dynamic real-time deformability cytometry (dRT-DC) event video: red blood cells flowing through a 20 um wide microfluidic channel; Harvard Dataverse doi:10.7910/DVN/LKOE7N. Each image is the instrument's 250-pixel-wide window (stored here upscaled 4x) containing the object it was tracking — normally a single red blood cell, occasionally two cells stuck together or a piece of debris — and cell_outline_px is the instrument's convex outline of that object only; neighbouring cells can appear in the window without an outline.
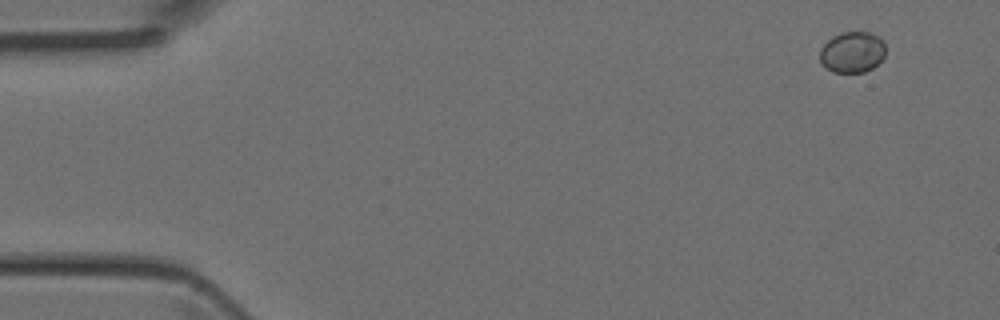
{"species": "Egyptian fruit bat (a non-hibernating species)", "species_latin": "Rousettus aegyptiacus", "temperature_condition": "room temperature", "stored_images_in_passage": 4, "camera_frame_rate_fps": 3000, "um_per_image_px": 0.085, "animal": {"sex": "female"}, "frame": {"image": 1, "passage_image": 2, "time_ms": 0.333, "image_size_px": [1000, 320], "cell_outline_px": [[884, 56], [872, 68], [864, 72], [832, 72], [820, 60], [820, 48], [832, 36], [840, 32], [868, 32], [884, 40]], "centroid_in_image_um": [72.43, 4.42], "position_along_channel_um": 12.6, "area_um2": 15.55}}
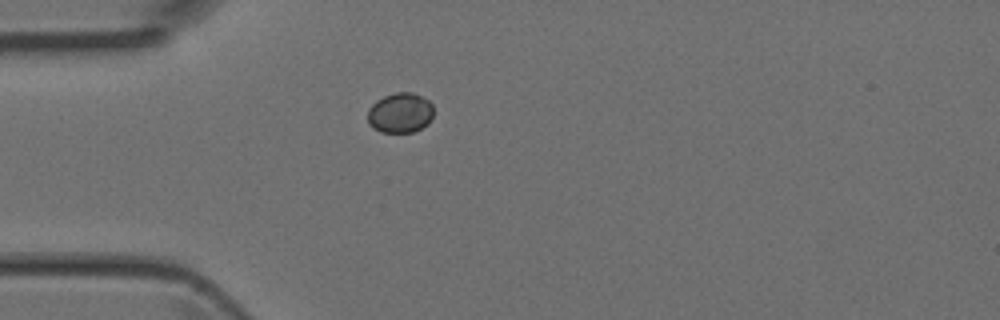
{"frame": {"image": 2, "passage_image": 4, "time_ms": 1.0, "image_size_px": [1000, 320], "cell_outline_px": [[432, 120], [428, 124], [412, 132], [380, 132], [372, 128], [368, 124], [368, 108], [376, 100], [384, 96], [396, 92], [412, 92], [428, 100], [432, 104]], "centroid_in_image_um": [33.99, 9.59], "position_along_channel_um": 51.0, "area_um2": 15.49}}